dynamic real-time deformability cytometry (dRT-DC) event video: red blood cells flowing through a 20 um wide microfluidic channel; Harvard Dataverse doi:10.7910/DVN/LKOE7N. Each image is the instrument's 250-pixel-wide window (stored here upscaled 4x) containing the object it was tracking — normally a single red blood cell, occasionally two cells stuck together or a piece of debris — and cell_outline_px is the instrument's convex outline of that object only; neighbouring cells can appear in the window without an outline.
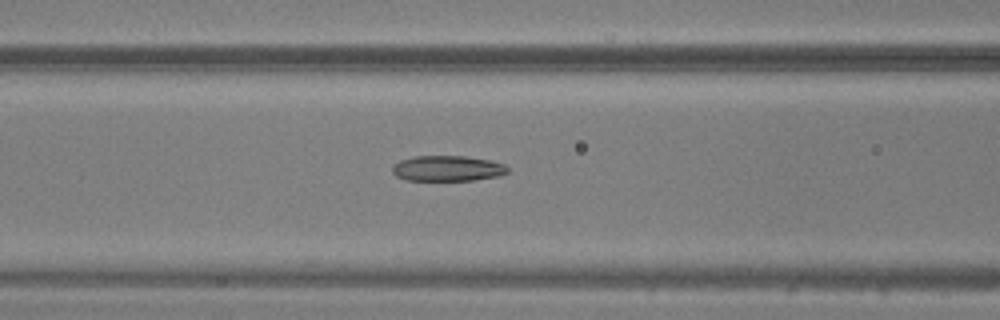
{"species": "common noctule bat (a hibernating species)", "species_latin": "Nyctalus noctula", "temperature_condition": "warm", "stored_images_in_passage": 49, "camera_frame_rate_fps": 3000, "um_per_image_px": 0.085, "animal": {"sex": "male", "body_mass_g": 20.5, "forearm_length_mm": 52.5}, "frame": {"image": 1, "passage_image": 21, "time_ms": 6.667, "image_size_px": [1000, 320], "cell_outline_px": [[508, 172], [500, 176], [472, 180], [408, 180], [396, 176], [392, 172], [392, 164], [400, 160], [416, 156], [464, 156], [488, 160], [504, 164], [508, 168]], "centroid_in_image_um": [38.02, 14.31], "position_along_channel_um": 128.6, "area_um2": 17.11}}
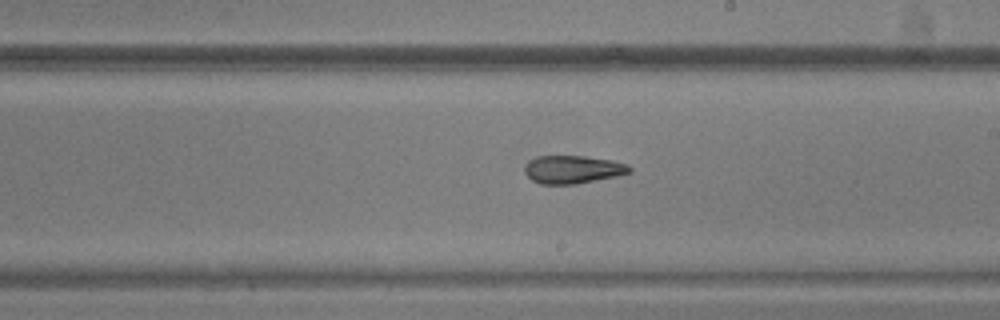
{"frame": {"image": 2, "passage_image": 29, "time_ms": 9.333, "image_size_px": [1000, 320], "cell_outline_px": [[632, 172], [620, 176], [576, 184], [540, 184], [532, 180], [524, 172], [524, 168], [528, 160], [536, 156], [584, 156], [612, 160], [628, 164], [632, 168]], "centroid_in_image_um": [48.71, 14.41], "position_along_channel_um": 240.3, "area_um2": 17.4}}
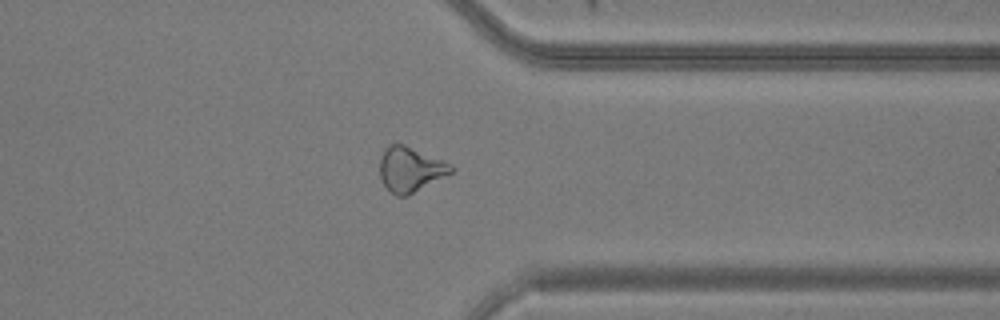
{"frame": {"image": 3, "passage_image": 39, "time_ms": 12.667, "image_size_px": [1000, 320], "cell_outline_px": [[456, 168], [452, 172], [408, 196], [396, 196], [380, 180], [380, 156], [384, 148], [388, 144], [404, 144], [444, 160], [452, 164]], "centroid_in_image_um": [34.88, 14.38], "position_along_channel_um": 376.5, "area_um2": 18.79}}